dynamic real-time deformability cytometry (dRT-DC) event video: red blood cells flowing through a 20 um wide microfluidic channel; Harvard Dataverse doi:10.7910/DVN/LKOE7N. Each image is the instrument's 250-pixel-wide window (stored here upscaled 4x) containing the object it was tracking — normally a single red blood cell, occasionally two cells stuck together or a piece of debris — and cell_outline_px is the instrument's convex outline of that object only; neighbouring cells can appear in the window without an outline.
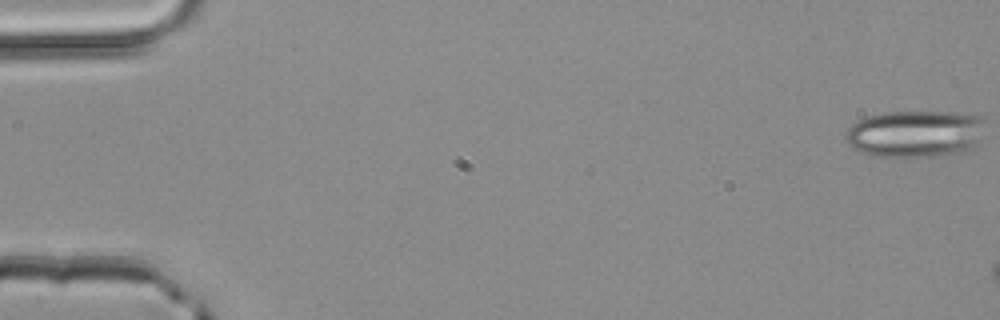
{"species": "common noctule bat (a hibernating species)", "species_latin": "Nyctalus noctula", "temperature_condition": "room temperature", "stored_images_in_passage": 4, "segment_of_instrument_passage": [2, 2], "camera_frame_rate_fps": 3000, "um_per_image_px": 0.085, "animal": {"sex": "male", "body_mass_g": 20.4}, "frame": {"image": 1, "passage_image": 4, "time_ms": 1.0, "image_size_px": [1000, 320], "cell_outline_px": [[984, 120], [976, 148], [964, 152], [936, 156], [880, 156], [860, 152], [852, 148], [848, 144], [844, 136], [844, 132], [852, 124], [868, 116], [884, 112], [948, 112], [984, 116]], "centroid_in_image_um": [77.79, 11.37], "position_along_channel_um": 7.2, "area_um2": 38.32}}